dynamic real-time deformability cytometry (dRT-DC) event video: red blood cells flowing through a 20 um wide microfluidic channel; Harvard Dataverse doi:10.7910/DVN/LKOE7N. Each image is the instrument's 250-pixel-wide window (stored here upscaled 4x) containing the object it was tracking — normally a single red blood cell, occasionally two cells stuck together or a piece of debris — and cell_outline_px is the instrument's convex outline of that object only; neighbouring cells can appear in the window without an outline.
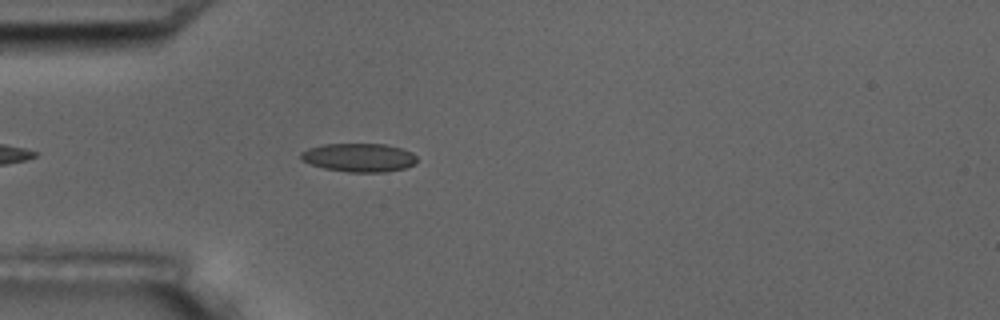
{"species": "common noctule bat (a hibernating species)", "species_latin": "Nyctalus noctula", "temperature_condition": "room temperature", "stored_images_in_passage": 4, "camera_frame_rate_fps": 3000, "um_per_image_px": 0.085, "animal": {"sex": "male", "body_mass_g": 17.5, "forearm_length_mm": 52.3}, "frame": {"image": 1, "passage_image": 4, "time_ms": 3.333, "image_size_px": [1000, 320], "cell_outline_px": [[416, 164], [404, 168], [384, 172], [348, 172], [324, 168], [300, 160], [300, 152], [308, 148], [324, 144], [384, 144], [400, 148], [412, 152], [416, 156]], "centroid_in_image_um": [30.5, 13.39], "position_along_channel_um": 54.5, "area_um2": 19.31}}